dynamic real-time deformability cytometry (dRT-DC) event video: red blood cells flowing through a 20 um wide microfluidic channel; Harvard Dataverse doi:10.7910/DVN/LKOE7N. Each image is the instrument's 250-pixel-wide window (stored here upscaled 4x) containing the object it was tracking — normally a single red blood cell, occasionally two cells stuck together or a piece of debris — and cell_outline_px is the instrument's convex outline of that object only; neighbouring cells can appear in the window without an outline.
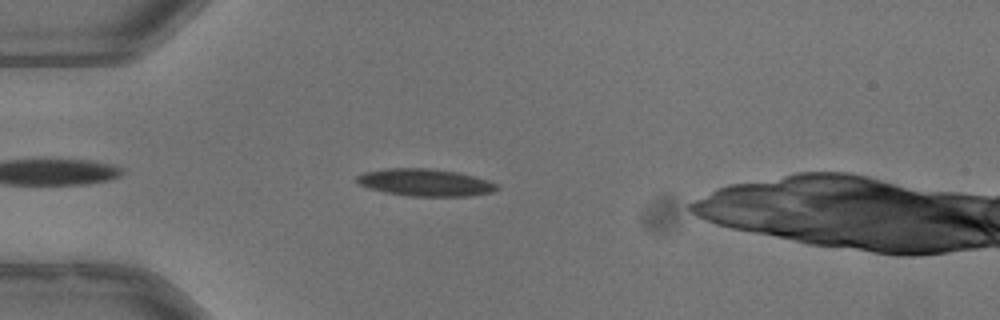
{"species": "common noctule bat (a hibernating species)", "species_latin": "Nyctalus noctula", "temperature_condition": "warm", "stored_images_in_passage": 37, "camera_frame_rate_fps": 3000, "um_per_image_px": 0.085, "animal": {"sex": "male", "body_mass_g": 13.3}, "frame": {"image": 1, "passage_image": 2, "time_ms": 0.333, "image_size_px": [1000, 320], "cell_outline_px": [[500, 188], [492, 192], [468, 196], [408, 196], [384, 192], [368, 188], [360, 184], [356, 180], [356, 176], [364, 172], [384, 168], [428, 168], [456, 172], [488, 180], [496, 184]], "centroid_in_image_um": [36.11, 15.51], "position_along_channel_um": 48.9, "area_um2": 22.2}}
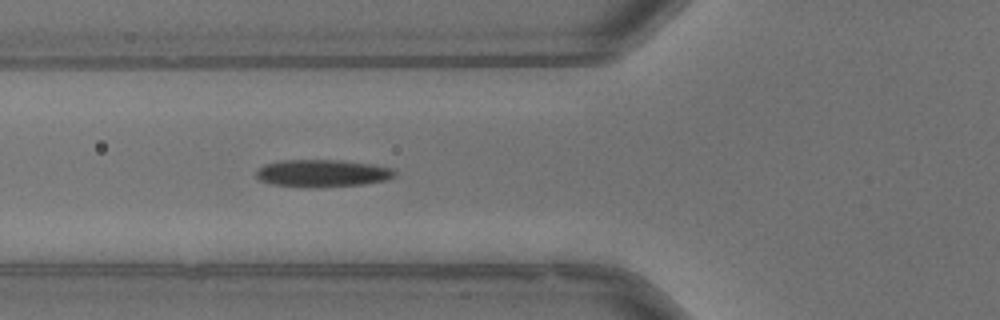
{"frame": {"image": 2, "passage_image": 7, "time_ms": 2.0, "image_size_px": [1000, 320], "cell_outline_px": [[396, 176], [388, 180], [364, 184], [320, 188], [312, 188], [272, 184], [260, 180], [256, 176], [256, 172], [264, 164], [280, 160], [340, 160], [372, 164], [392, 168], [396, 172]], "centroid_in_image_um": [27.43, 14.73], "position_along_channel_um": 98.4, "area_um2": 22.37}}
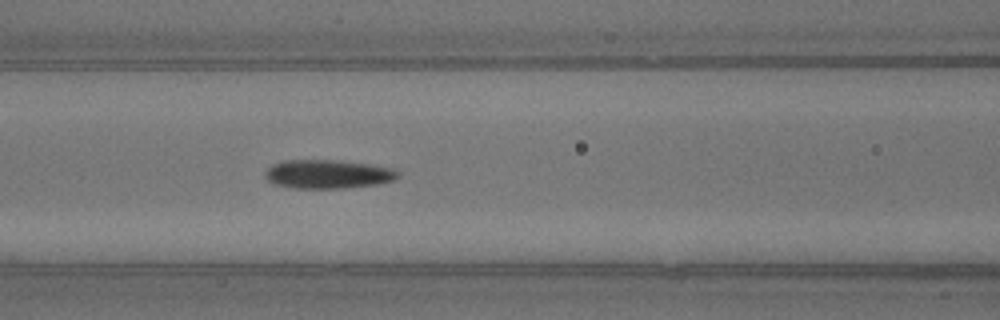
{"frame": {"image": 3, "passage_image": 10, "time_ms": 3.0, "image_size_px": [1000, 320], "cell_outline_px": [[400, 176], [392, 180], [376, 184], [344, 188], [292, 188], [276, 184], [268, 180], [264, 176], [264, 172], [272, 164], [284, 160], [340, 160], [368, 164], [392, 168], [400, 172]], "centroid_in_image_um": [27.85, 14.79], "position_along_channel_um": 138.8, "area_um2": 22.25}, "authors_computed_cell_mechanics": {"area_um2": 22.0796, "velocity_mm_per_s": 3.9684, "shape_relaxation_time_tau1_ms": 5.153, "shape_relaxation_time_tau2_ms": 7.1079, "deformation_change_tau1": 0.1767, "deformation_change_tau2": 0.1499}}